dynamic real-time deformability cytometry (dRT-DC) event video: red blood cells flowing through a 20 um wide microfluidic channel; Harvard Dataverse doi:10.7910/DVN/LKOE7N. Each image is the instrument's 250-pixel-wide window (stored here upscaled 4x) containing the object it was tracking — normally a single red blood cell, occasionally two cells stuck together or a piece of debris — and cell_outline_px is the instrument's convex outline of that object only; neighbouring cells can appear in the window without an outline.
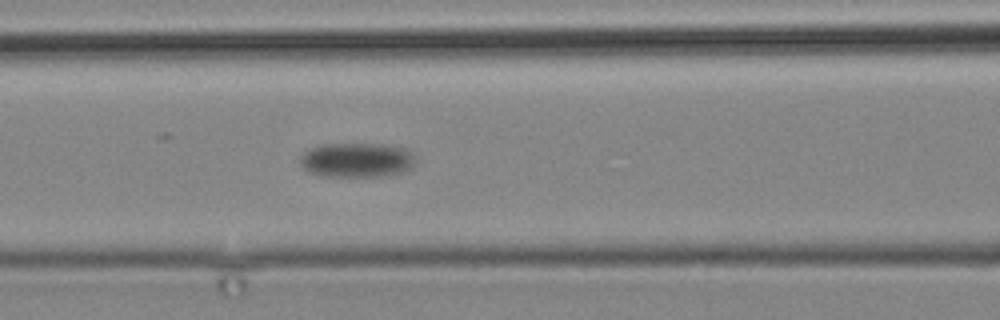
{"species": "common noctule bat (a hibernating species)", "species_latin": "Nyctalus noctula", "temperature_condition": "cold", "stored_images_in_passage": 11, "camera_frame_rate_fps": 3000, "um_per_image_px": 0.085, "animal": {"sex": "male", "body_mass_g": 19.2, "forearm_length_mm": 51.8}, "frame": {"image": 1, "passage_image": 11, "time_ms": 16.0, "image_size_px": [1000, 320], "cell_outline_px": [[416, 164], [412, 168], [404, 172], [380, 176], [320, 176], [304, 168], [300, 164], [300, 156], [308, 148], [324, 144], [384, 144], [404, 148], [412, 152], [416, 160]], "centroid_in_image_um": [30.35, 13.6], "position_along_channel_um": 136.2, "area_um2": 23.41}}